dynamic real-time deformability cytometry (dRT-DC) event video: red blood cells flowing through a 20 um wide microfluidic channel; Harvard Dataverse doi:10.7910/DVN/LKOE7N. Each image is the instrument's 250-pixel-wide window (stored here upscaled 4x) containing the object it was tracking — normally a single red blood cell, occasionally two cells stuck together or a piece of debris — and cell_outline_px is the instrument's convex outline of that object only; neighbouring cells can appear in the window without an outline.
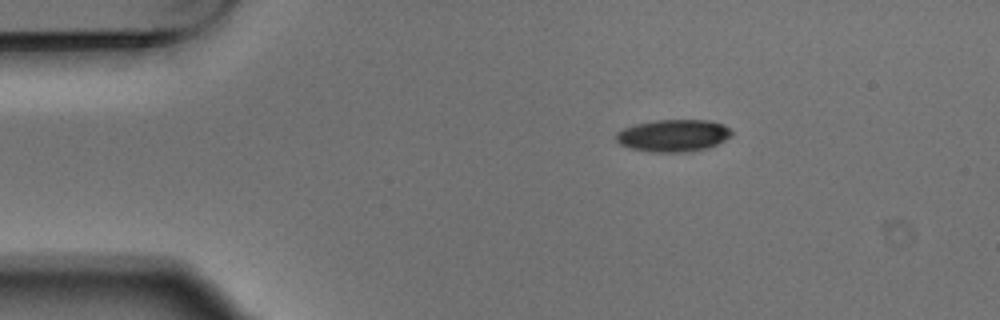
{"species": "Egyptian fruit bat (a non-hibernating species)", "species_latin": "Rousettus aegyptiacus", "temperature_condition": "warm", "stored_images_in_passage": 4, "segment_of_instrument_passage": [2, 2], "camera_frame_rate_fps": 3000, "um_per_image_px": 0.085, "animal": {"sex": "male"}, "frame": {"image": 1, "passage_image": 4, "time_ms": 1.0, "image_size_px": [1000, 320], "cell_outline_px": [[732, 136], [708, 148], [688, 152], [652, 152], [628, 148], [620, 144], [616, 140], [616, 132], [624, 128], [636, 124], [656, 120], [708, 120], [720, 124], [728, 128], [732, 132]], "centroid_in_image_um": [57.2, 11.53], "position_along_channel_um": 27.8, "area_um2": 21.62}}